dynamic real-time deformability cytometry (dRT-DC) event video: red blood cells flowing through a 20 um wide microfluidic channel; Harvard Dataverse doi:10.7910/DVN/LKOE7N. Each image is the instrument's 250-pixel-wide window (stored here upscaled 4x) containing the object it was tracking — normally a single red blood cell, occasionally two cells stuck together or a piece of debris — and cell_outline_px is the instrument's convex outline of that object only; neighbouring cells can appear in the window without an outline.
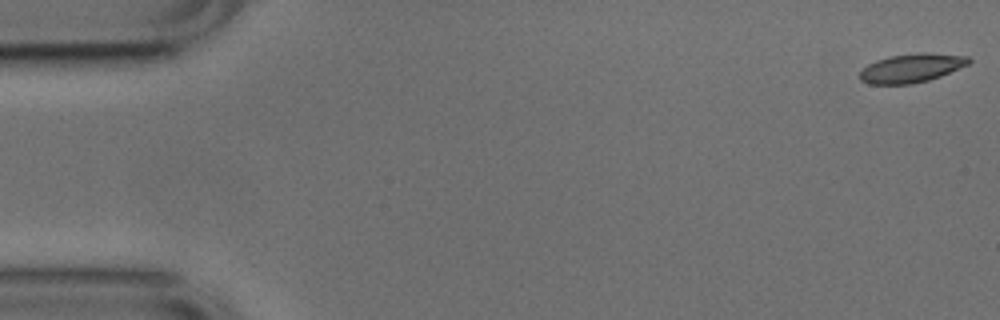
{"species": "common noctule bat (a hibernating species)", "species_latin": "Nyctalus noctula", "temperature_condition": "cold", "stored_images_in_passage": 53, "camera_frame_rate_fps": 3000, "um_per_image_px": 0.085, "animal": {"sex": "male", "body_mass_g": 17.9, "forearm_length_mm": 54.2}, "frame": {"image": 1, "passage_image": 1, "time_ms": 0.0, "image_size_px": [1000, 320], "cell_outline_px": [[972, 60], [968, 64], [940, 76], [928, 80], [912, 84], [868, 84], [860, 80], [860, 72], [868, 64], [876, 60], [888, 56], [920, 52], [924, 52], [968, 56]], "centroid_in_image_um": [77.46, 5.78], "position_along_channel_um": 7.5, "area_um2": 18.26}}
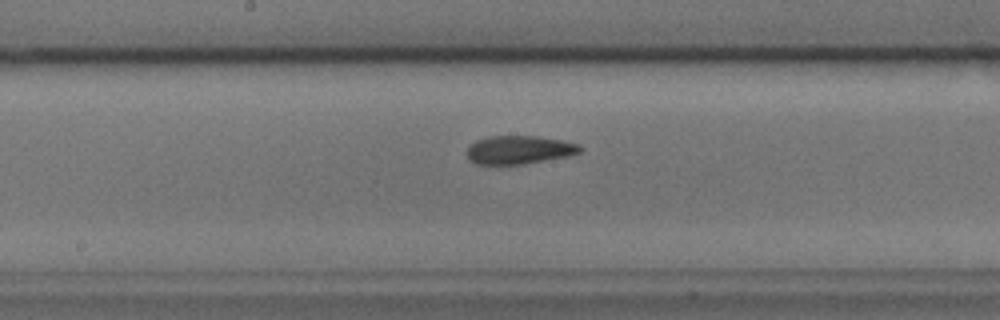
{"frame": {"image": 2, "passage_image": 27, "time_ms": 8.667, "image_size_px": [1000, 320], "cell_outline_px": [[584, 148], [580, 152], [568, 156], [524, 164], [476, 164], [468, 160], [468, 148], [476, 140], [488, 136], [536, 136], [564, 140], [580, 144]], "centroid_in_image_um": [44.17, 12.73], "position_along_channel_um": 204.0, "area_um2": 18.79}}
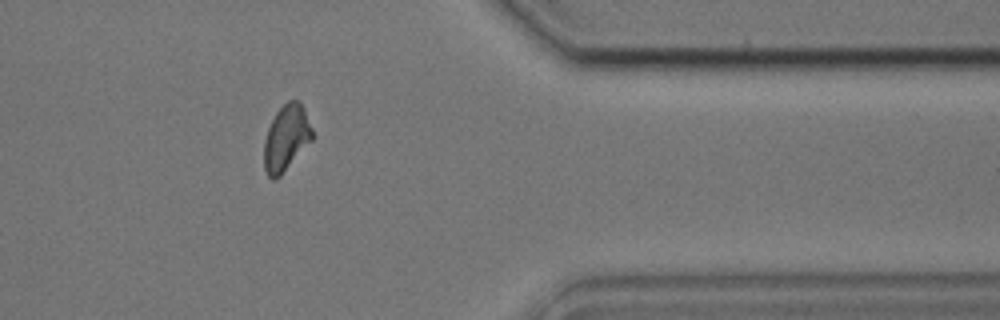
{"frame": {"image": 3, "passage_image": 43, "time_ms": 14.0, "image_size_px": [1000, 320], "cell_outline_px": [[312, 140], [280, 176], [276, 180], [272, 180], [268, 176], [264, 168], [264, 140], [268, 128], [276, 112], [288, 100], [300, 100], [304, 108], [312, 128]], "centroid_in_image_um": [24.32, 11.73], "position_along_channel_um": 387.1, "area_um2": 18.5}, "authors_computed_cell_mechanics": {"area_um2": 18.785, "velocity_mm_per_s": 3.7777, "shape_relaxation_time_tau1_ms": 3.6278, "shape_relaxation_time_tau2_ms": 2.5512, "deformation_change_tau1": 0.123, "deformation_change_tau2": 0.0871}}